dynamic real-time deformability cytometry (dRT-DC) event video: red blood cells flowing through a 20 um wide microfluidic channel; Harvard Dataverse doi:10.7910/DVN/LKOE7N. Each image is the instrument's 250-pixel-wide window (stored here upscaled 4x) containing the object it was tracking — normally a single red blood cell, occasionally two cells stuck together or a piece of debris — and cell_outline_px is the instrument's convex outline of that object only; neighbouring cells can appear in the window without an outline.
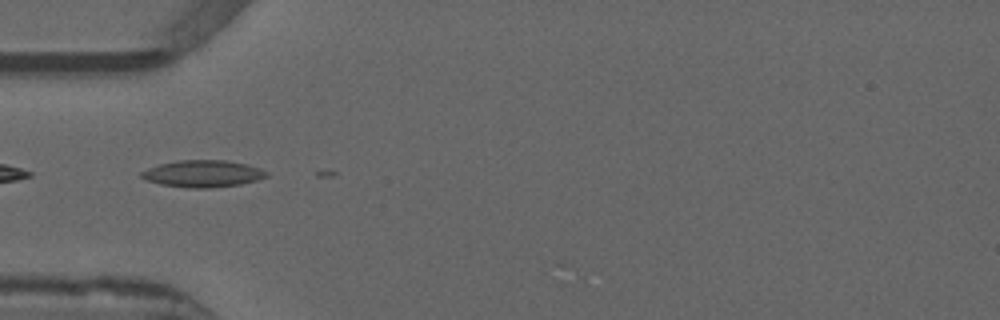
{"species": "common noctule bat (a hibernating species)", "species_latin": "Nyctalus noctula", "temperature_condition": "warm", "stored_images_in_passage": 5, "camera_frame_rate_fps": 3000, "um_per_image_px": 0.085, "animal": {"sex": "male", "forearm_length_mm": 52.5}, "frame": {"image": 1, "passage_image": 1, "time_ms": 0.0, "image_size_px": [1000, 320], "cell_outline_px": [[268, 176], [256, 180], [240, 184], [208, 188], [188, 188], [160, 184], [148, 180], [140, 176], [140, 172], [148, 168], [160, 164], [176, 160], [228, 160], [260, 168], [268, 172]], "centroid_in_image_um": [17.23, 14.76], "position_along_channel_um": 67.8, "area_um2": 19.54}}
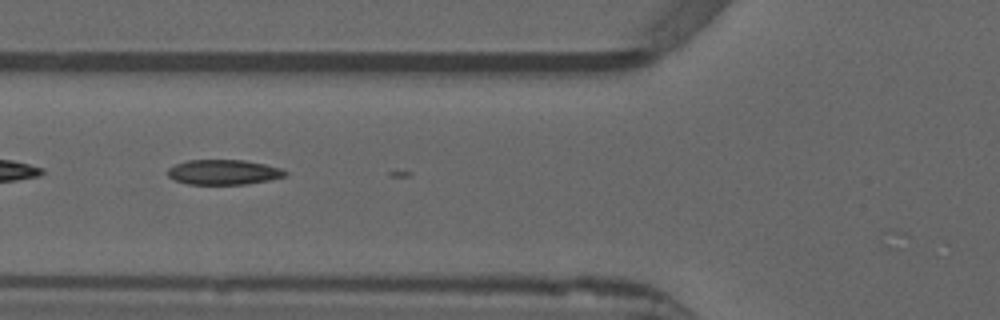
{"frame": {"image": 2, "passage_image": 4, "time_ms": 1.0, "image_size_px": [1000, 320], "cell_outline_px": [[288, 176], [268, 180], [244, 184], [188, 184], [172, 180], [168, 176], [168, 168], [176, 164], [188, 160], [244, 160], [264, 164], [280, 168], [288, 172]], "centroid_in_image_um": [18.99, 14.63], "position_along_channel_um": 106.8, "area_um2": 17.11}}